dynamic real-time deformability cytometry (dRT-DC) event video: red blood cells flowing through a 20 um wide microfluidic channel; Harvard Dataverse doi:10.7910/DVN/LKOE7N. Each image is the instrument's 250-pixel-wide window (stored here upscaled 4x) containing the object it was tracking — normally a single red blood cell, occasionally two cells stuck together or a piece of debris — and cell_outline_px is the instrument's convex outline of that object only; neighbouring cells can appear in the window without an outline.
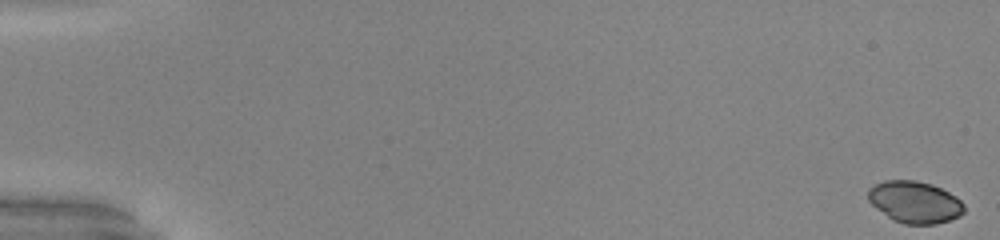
{"species": "common noctule bat (a hibernating species)", "species_latin": "Nyctalus noctula", "temperature_condition": "warm", "stored_images_in_passage": 52, "camera_frame_rate_fps": 3000, "um_per_image_px": 0.085, "animal": {"sex": "male", "body_mass_g": 20.0, "forearm_length_mm": 53.3}, "frame": {"image": 1, "passage_image": 1, "time_ms": 0.0, "image_size_px": [1000, 240], "cell_outline_px": [[964, 212], [960, 216], [936, 224], [904, 224], [892, 220], [876, 208], [868, 200], [868, 188], [884, 180], [916, 180], [932, 184], [956, 196], [964, 204]], "centroid_in_image_um": [77.75, 17.17], "position_along_channel_um": 7.3, "area_um2": 23.47}}
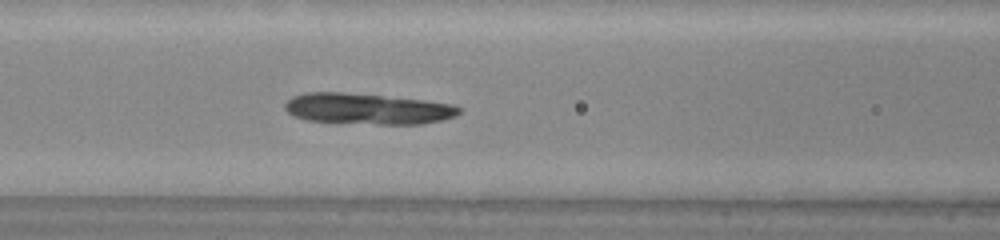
{"frame": {"image": 2, "passage_image": 24, "time_ms": 7.667, "image_size_px": [1000, 240], "cell_outline_px": [[460, 112], [456, 116], [440, 120], [420, 124], [380, 124], [308, 120], [296, 116], [288, 112], [284, 108], [284, 104], [292, 96], [304, 92], [344, 92], [424, 100], [452, 104], [460, 108]], "centroid_in_image_um": [31.22, 9.23], "position_along_channel_um": 135.4, "area_um2": 31.1}}
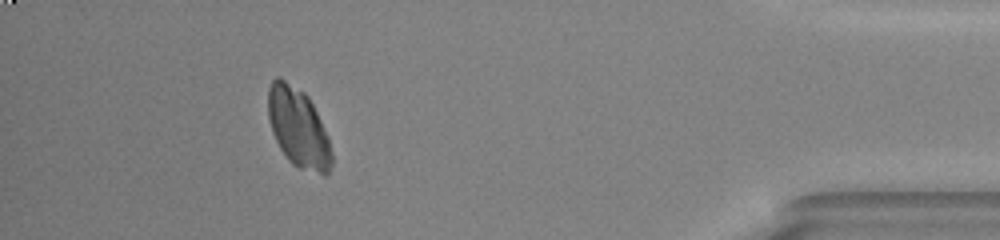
{"frame": {"image": 3, "passage_image": 48, "time_ms": 15.667, "image_size_px": [1000, 240], "cell_outline_px": [[332, 164], [328, 172], [324, 176], [300, 168], [292, 164], [288, 160], [280, 148], [272, 132], [268, 116], [268, 88], [272, 80], [276, 76], [280, 76], [304, 92], [308, 96], [328, 136], [332, 156]], "centroid_in_image_um": [25.34, 10.85], "position_along_channel_um": 409.9, "area_um2": 29.42}, "authors_computed_cell_mechanics": {"area_um2": 29.8537, "velocity_mm_per_s": 4.0479, "shape_relaxation_time_tau1_ms": 3.833, "shape_relaxation_time_tau2_ms": null, "deformation_change_tau1": 0.1335, "deformation_change_tau2": null}}